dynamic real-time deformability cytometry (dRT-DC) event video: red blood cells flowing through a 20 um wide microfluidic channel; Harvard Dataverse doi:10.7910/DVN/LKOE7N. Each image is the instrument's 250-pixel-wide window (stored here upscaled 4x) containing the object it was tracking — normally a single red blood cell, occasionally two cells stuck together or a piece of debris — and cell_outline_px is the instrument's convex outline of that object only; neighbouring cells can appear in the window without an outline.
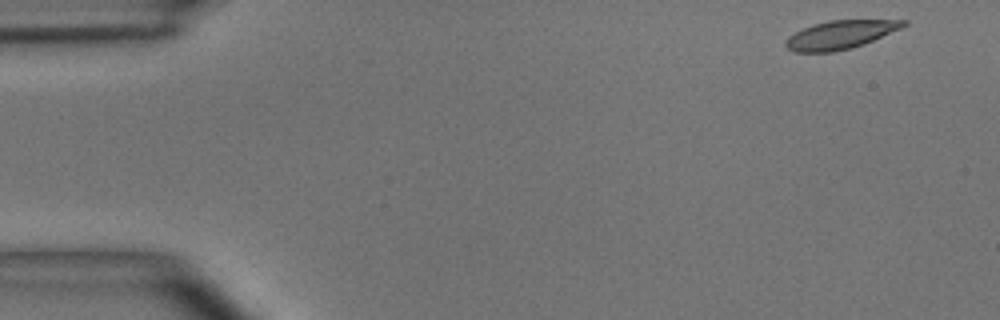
{"species": "common noctule bat (a hibernating species)", "species_latin": "Nyctalus noctula", "temperature_condition": "room temperature", "stored_images_in_passage": 48, "camera_frame_rate_fps": 3000, "um_per_image_px": 0.085, "animal": {"sex": "male", "body_mass_g": 15.6}, "frame": {"image": 1, "passage_image": 1, "time_ms": 0.0, "image_size_px": [1000, 320], "cell_outline_px": [[908, 24], [900, 28], [864, 44], [852, 48], [832, 52], [796, 52], [788, 48], [784, 44], [788, 36], [812, 24], [828, 20], [908, 20]], "centroid_in_image_um": [71.41, 2.95], "position_along_channel_um": 13.6, "area_um2": 19.36}}
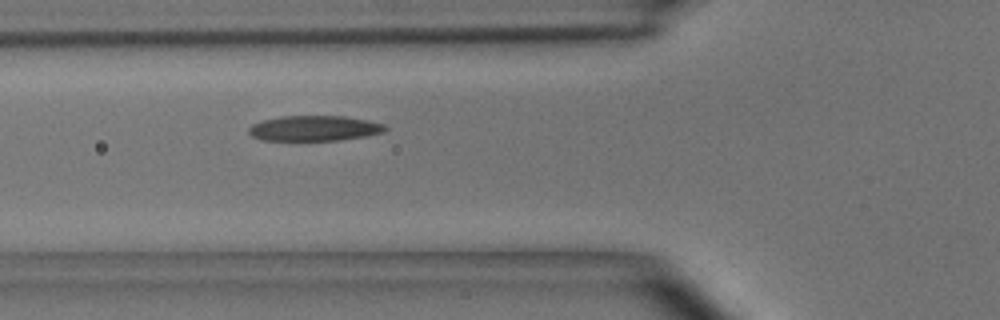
{"frame": {"image": 2, "passage_image": 16, "time_ms": 5.0, "image_size_px": [1000, 320], "cell_outline_px": [[388, 128], [384, 132], [368, 136], [340, 140], [260, 140], [252, 136], [248, 132], [248, 128], [252, 124], [264, 120], [280, 116], [344, 116], [368, 120], [384, 124]], "centroid_in_image_um": [26.73, 10.9], "position_along_channel_um": 99.1, "area_um2": 20.23}}
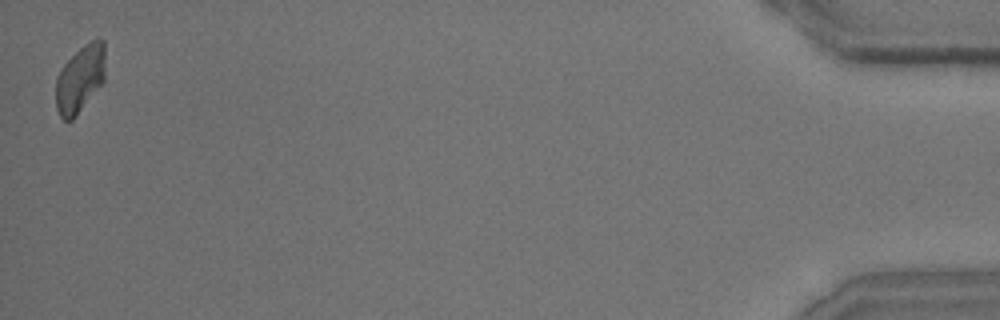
{"frame": {"image": 3, "passage_image": 48, "time_ms": 15.667, "image_size_px": [1000, 320], "cell_outline_px": [[104, 80], [72, 120], [64, 120], [60, 116], [56, 108], [56, 80], [64, 64], [84, 44], [100, 36], [104, 40]], "centroid_in_image_um": [6.81, 6.67], "position_along_channel_um": 428.4, "area_um2": 19.02}, "authors_computed_cell_mechanics": {"area_um2": 20.3456, "velocity_mm_per_s": 3.9189, "shape_relaxation_time_tau1_ms": 4.2673, "shape_relaxation_time_tau2_ms": 2.1344, "deformation_change_tau1": 0.1509, "deformation_change_tau2": 0.0922}}